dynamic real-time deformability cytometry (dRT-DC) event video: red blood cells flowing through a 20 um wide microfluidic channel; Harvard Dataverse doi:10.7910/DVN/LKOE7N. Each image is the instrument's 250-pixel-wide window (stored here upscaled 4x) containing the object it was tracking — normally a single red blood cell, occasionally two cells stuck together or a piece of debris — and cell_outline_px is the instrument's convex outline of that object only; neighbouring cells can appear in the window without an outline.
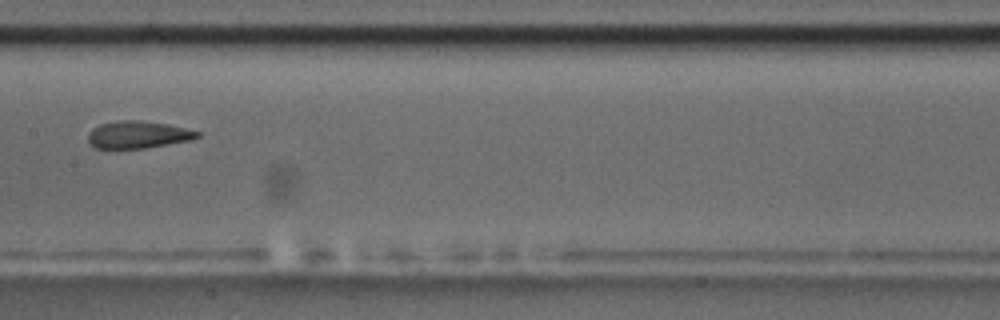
{"species": "common noctule bat (a hibernating species)", "species_latin": "Nyctalus noctula", "temperature_condition": "room temperature", "stored_images_in_passage": 10, "camera_frame_rate_fps": 3000, "um_per_image_px": 0.085, "animal": {"sex": "male", "body_mass_g": 17.5, "forearm_length_mm": 52.3}, "frame": {"image": 1, "passage_image": 9, "time_ms": 9.333, "image_size_px": [1000, 320], "cell_outline_px": [[200, 136], [192, 140], [144, 148], [92, 148], [88, 144], [88, 132], [92, 128], [100, 124], [116, 120], [140, 120], [168, 124], [200, 132]], "centroid_in_image_um": [11.68, 11.44], "position_along_channel_um": 195.7, "area_um2": 17.51}}